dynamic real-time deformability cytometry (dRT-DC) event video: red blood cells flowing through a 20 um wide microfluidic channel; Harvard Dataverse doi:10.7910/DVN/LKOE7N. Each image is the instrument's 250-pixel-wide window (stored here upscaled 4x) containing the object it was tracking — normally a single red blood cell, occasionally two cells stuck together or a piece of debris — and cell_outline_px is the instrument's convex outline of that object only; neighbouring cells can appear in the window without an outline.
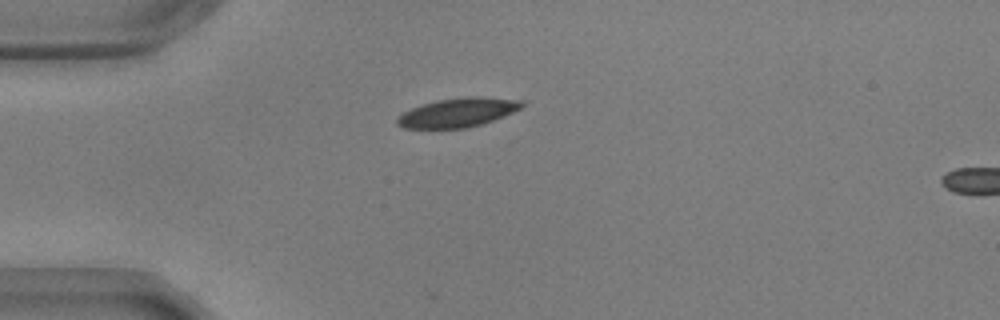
{"species": "common noctule bat (a hibernating species)", "species_latin": "Nyctalus noctula", "temperature_condition": "warm", "stored_images_in_passage": 4, "camera_frame_rate_fps": 3000, "um_per_image_px": 0.085, "animal": {"sex": "male", "body_mass_g": 17.9, "forearm_length_mm": 54.2}, "frame": {"image": 1, "passage_image": 1, "time_ms": 0.0, "image_size_px": [1000, 320], "cell_outline_px": [[528, 100], [520, 108], [504, 116], [484, 124], [468, 128], [404, 128], [396, 124], [396, 120], [404, 112], [412, 108], [436, 100], [468, 96], [480, 96]], "centroid_in_image_um": [38.98, 9.55], "position_along_channel_um": 46.0, "area_um2": 21.27}}